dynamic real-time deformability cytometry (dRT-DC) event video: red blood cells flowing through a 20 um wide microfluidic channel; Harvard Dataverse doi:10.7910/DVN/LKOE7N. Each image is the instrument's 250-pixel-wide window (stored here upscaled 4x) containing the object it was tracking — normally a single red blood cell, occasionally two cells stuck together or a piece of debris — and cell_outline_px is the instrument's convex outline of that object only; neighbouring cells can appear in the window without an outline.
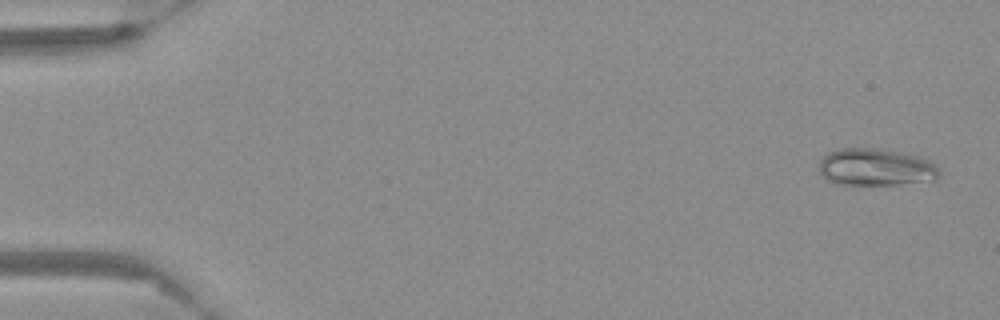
{"species": "Egyptian fruit bat (a non-hibernating species)", "species_latin": "Rousettus aegyptiacus", "temperature_condition": "warm", "stored_images_in_passage": 13, "camera_frame_rate_fps": 3000, "um_per_image_px": 0.085, "frame": {"image": 1, "passage_image": 3, "time_ms": 0.667, "image_size_px": [1000, 320], "cell_outline_px": [[940, 176], [936, 180], [896, 184], [836, 184], [824, 180], [820, 176], [820, 160], [828, 152], [840, 148], [880, 148], [900, 152], [916, 156], [928, 160], [936, 164], [940, 172]], "centroid_in_image_um": [74.42, 14.21], "position_along_channel_um": 10.6, "area_um2": 26.24}}